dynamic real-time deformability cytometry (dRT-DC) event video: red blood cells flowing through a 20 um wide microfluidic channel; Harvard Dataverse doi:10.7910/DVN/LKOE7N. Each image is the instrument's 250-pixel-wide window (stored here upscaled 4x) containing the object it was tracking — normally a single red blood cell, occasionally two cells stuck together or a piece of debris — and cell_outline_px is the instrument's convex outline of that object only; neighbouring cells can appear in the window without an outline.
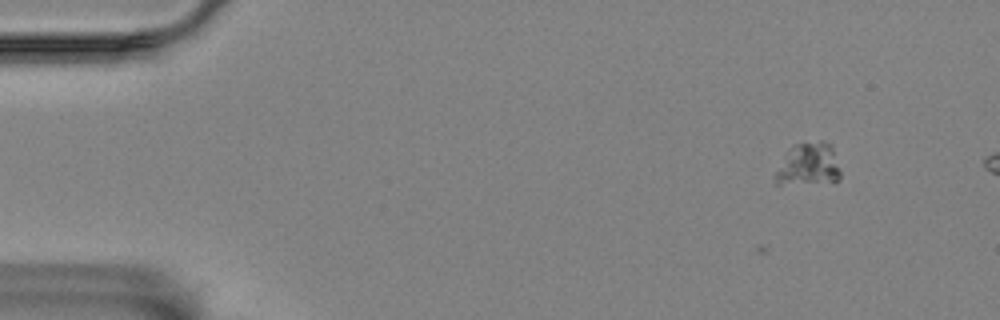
{"species": "Egyptian fruit bat (a non-hibernating species)", "species_latin": "Rousettus aegyptiacus", "temperature_condition": "room temperature", "stored_images_in_passage": 8, "camera_frame_rate_fps": 3000, "um_per_image_px": 0.085, "animal": {"sex": "female"}, "frame": {"image": 1, "passage_image": 1, "time_ms": 0.0, "image_size_px": [1000, 320], "cell_outline_px": [[840, 180], [780, 184], [776, 184], [772, 176], [792, 144], [820, 140], [824, 140], [832, 144], [840, 172]], "centroid_in_image_um": [68.7, 13.93], "position_along_channel_um": 16.3, "area_um2": 16.18}}